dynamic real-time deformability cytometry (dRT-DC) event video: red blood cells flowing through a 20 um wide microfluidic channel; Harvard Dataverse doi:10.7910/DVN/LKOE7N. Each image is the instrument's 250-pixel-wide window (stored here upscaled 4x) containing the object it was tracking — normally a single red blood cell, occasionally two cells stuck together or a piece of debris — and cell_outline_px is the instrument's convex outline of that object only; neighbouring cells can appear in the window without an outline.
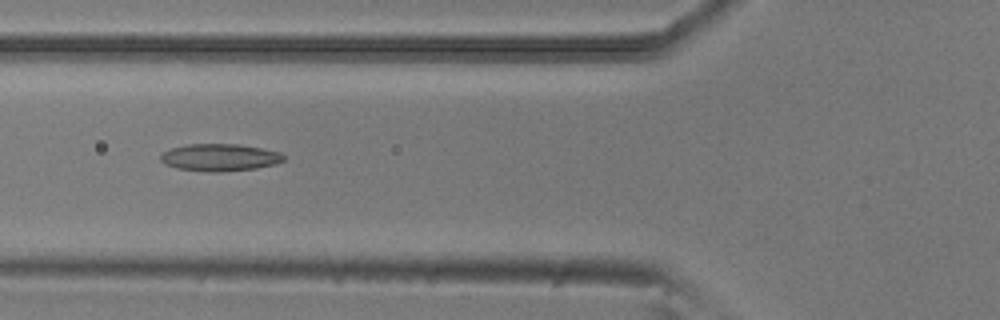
{"species": "common noctule bat (a hibernating species)", "species_latin": "Nyctalus noctula", "temperature_condition": "room temperature", "stored_images_in_passage": 4, "camera_frame_rate_fps": 3000, "um_per_image_px": 0.085, "animal": {"sex": "male", "body_mass_g": 20.5, "forearm_length_mm": 52.5}, "frame": {"image": 1, "passage_image": 2, "time_ms": 0.333, "image_size_px": [1000, 320], "cell_outline_px": [[284, 160], [276, 164], [256, 168], [220, 172], [208, 172], [180, 168], [164, 164], [160, 160], [160, 152], [172, 148], [188, 144], [240, 144], [280, 152], [284, 156]], "centroid_in_image_um": [18.66, 13.38], "position_along_channel_um": 107.1, "area_um2": 19.54}}
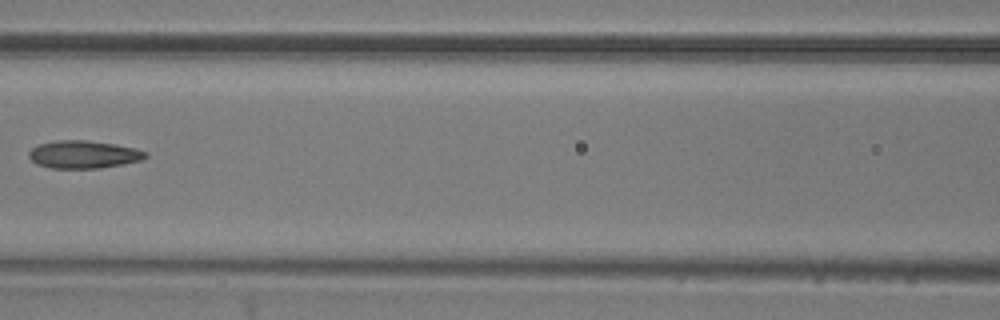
{"frame": {"image": 2, "passage_image": 3, "time_ms": 0.667, "image_size_px": [1000, 320], "cell_outline_px": [[148, 156], [144, 160], [124, 164], [100, 168], [52, 168], [36, 164], [28, 156], [28, 152], [32, 148], [40, 144], [56, 140], [84, 140], [116, 144], [136, 148], [148, 152]], "centroid_in_image_um": [7.15, 13.13], "position_along_channel_um": 159.5, "area_um2": 19.02}}
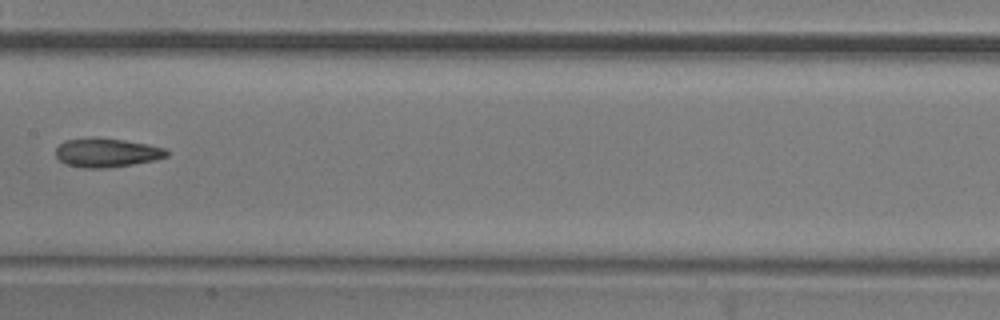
{"frame": {"image": 3, "passage_image": 4, "time_ms": 1.0, "image_size_px": [1000, 320], "cell_outline_px": [[168, 156], [152, 160], [132, 164], [108, 168], [80, 168], [64, 164], [56, 156], [56, 148], [64, 140], [96, 136], [124, 140], [148, 144], [164, 148], [168, 152]], "centroid_in_image_um": [9.02, 12.97], "position_along_channel_um": 198.4, "area_um2": 18.9}}